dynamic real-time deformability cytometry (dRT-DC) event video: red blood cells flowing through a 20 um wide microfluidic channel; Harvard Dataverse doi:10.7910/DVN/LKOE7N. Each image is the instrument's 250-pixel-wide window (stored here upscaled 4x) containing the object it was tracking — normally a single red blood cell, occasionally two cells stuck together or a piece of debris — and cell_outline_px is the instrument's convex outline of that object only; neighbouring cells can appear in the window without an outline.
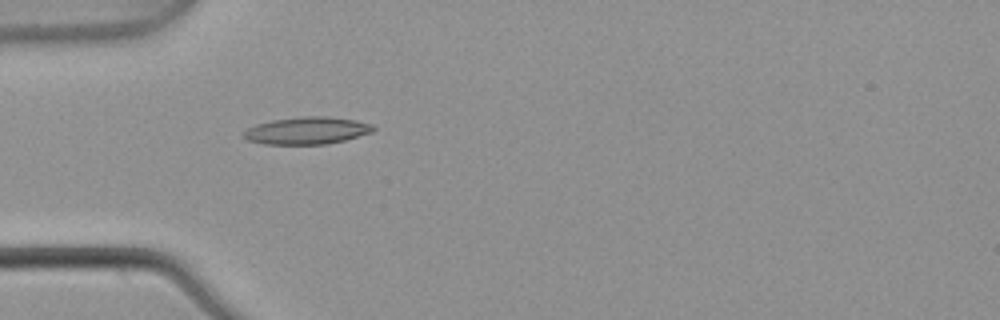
{"species": "common noctule bat (a hibernating species)", "species_latin": "Nyctalus noctula", "temperature_condition": "warm", "stored_images_in_passage": 1, "camera_frame_rate_fps": 3000, "um_per_image_px": 0.085, "animal": {"sex": "male", "body_mass_g": 21.5, "forearm_length_mm": 52.0}, "frame": {"image": 1, "passage_image": 1, "time_ms": 0.0, "image_size_px": [1000, 320], "cell_outline_px": [[376, 128], [372, 132], [344, 140], [324, 144], [264, 144], [248, 140], [244, 136], [244, 132], [248, 128], [256, 124], [272, 120], [304, 116], [328, 116], [356, 120], [372, 124]], "centroid_in_image_um": [26.11, 11.09], "position_along_channel_um": 58.9, "area_um2": 20.46}}